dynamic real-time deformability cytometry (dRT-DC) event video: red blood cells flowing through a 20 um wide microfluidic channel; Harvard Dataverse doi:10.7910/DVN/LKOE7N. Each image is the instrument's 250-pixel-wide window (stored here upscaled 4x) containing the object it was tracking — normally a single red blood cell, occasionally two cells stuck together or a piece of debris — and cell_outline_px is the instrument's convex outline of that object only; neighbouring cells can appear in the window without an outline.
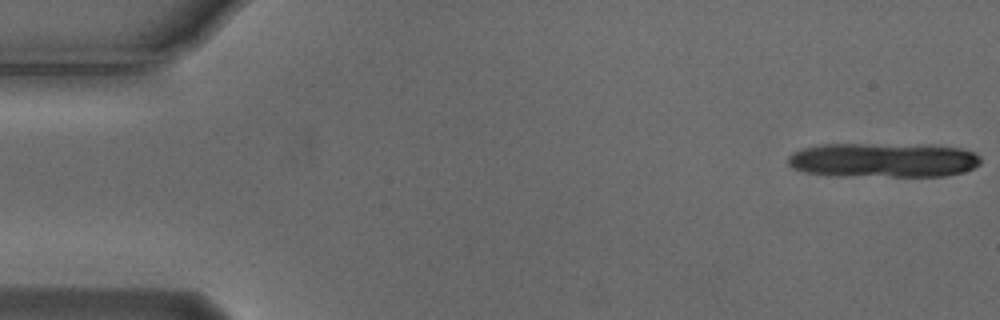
{"species": "Egyptian fruit bat (a non-hibernating species)", "species_latin": "Rousettus aegyptiacus", "temperature_condition": "cold", "stored_images_in_passage": 12, "camera_frame_rate_fps": 3000, "um_per_image_px": 0.085, "animal": {"sex": "male"}, "frame": {"image": 1, "passage_image": 1, "time_ms": 0.0, "image_size_px": [1000, 320], "cell_outline_px": [[980, 164], [964, 172], [944, 176], [828, 176], [804, 172], [792, 168], [788, 164], [788, 156], [792, 152], [804, 148], [824, 144], [868, 144], [960, 148], [972, 152], [980, 156]], "centroid_in_image_um": [74.99, 13.64], "position_along_channel_um": 10.0, "area_um2": 38.49}}